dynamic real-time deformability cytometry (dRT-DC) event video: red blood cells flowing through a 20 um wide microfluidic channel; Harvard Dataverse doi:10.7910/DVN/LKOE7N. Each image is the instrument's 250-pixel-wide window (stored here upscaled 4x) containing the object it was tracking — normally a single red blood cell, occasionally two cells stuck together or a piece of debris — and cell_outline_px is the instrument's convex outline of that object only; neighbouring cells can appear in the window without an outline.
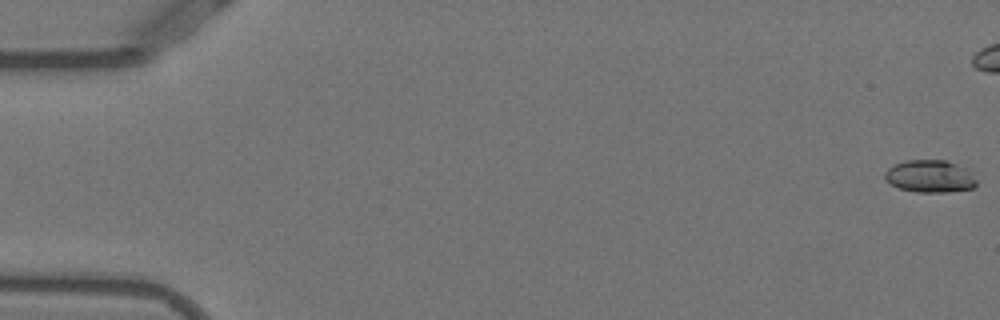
{"species": "Egyptian fruit bat (a non-hibernating species)", "species_latin": "Rousettus aegyptiacus", "temperature_condition": "warm", "stored_images_in_passage": 43, "camera_frame_rate_fps": 3000, "um_per_image_px": 0.085, "animal": {"sex": "female"}, "frame": {"image": 1, "passage_image": 1, "time_ms": 0.0, "image_size_px": [1000, 320], "cell_outline_px": [[976, 184], [972, 188], [948, 192], [916, 192], [900, 188], [888, 184], [884, 176], [884, 172], [892, 164], [904, 160], [948, 160], [964, 168], [976, 180]], "centroid_in_image_um": [78.97, 14.98], "position_along_channel_um": 6.0, "area_um2": 17.34}}
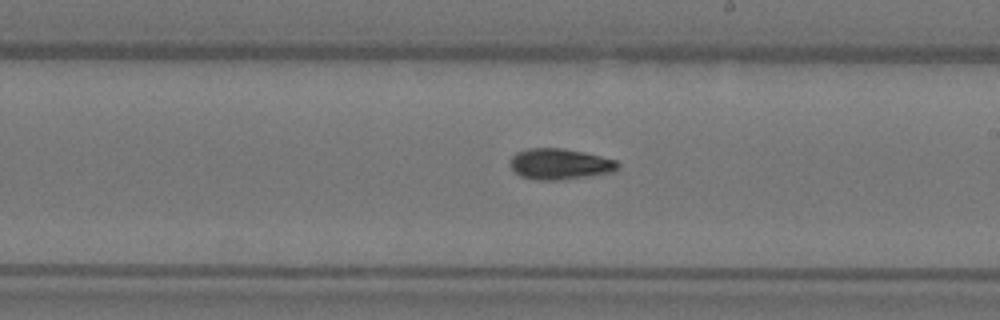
{"frame": {"image": 2, "passage_image": 31, "time_ms": 10.0, "image_size_px": [1000, 320], "cell_outline_px": [[620, 164], [612, 172], [588, 176], [560, 180], [536, 180], [520, 176], [512, 168], [508, 160], [516, 152], [528, 148], [564, 148], [584, 152], [616, 160]], "centroid_in_image_um": [47.55, 13.93], "position_along_channel_um": 241.5, "area_um2": 19.42}}
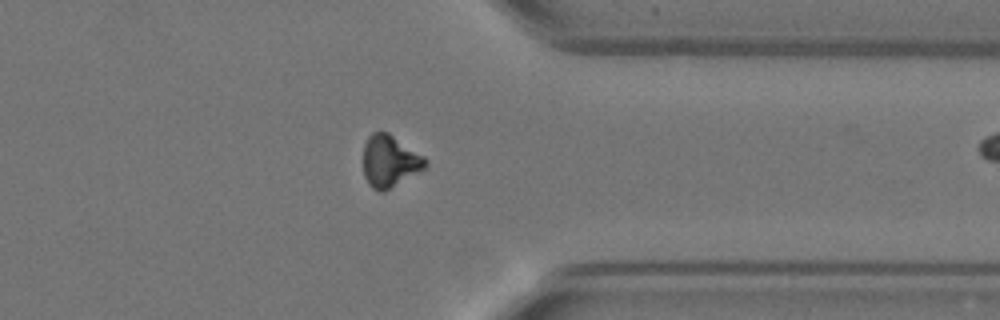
{"frame": {"image": 3, "passage_image": 42, "time_ms": 13.667, "image_size_px": [1000, 320], "cell_outline_px": [[428, 164], [424, 168], [384, 192], [380, 192], [372, 188], [368, 184], [364, 176], [364, 144], [368, 136], [372, 132], [388, 132], [424, 156], [428, 160]], "centroid_in_image_um": [33.12, 13.7], "position_along_channel_um": 378.3, "area_um2": 18.73}}